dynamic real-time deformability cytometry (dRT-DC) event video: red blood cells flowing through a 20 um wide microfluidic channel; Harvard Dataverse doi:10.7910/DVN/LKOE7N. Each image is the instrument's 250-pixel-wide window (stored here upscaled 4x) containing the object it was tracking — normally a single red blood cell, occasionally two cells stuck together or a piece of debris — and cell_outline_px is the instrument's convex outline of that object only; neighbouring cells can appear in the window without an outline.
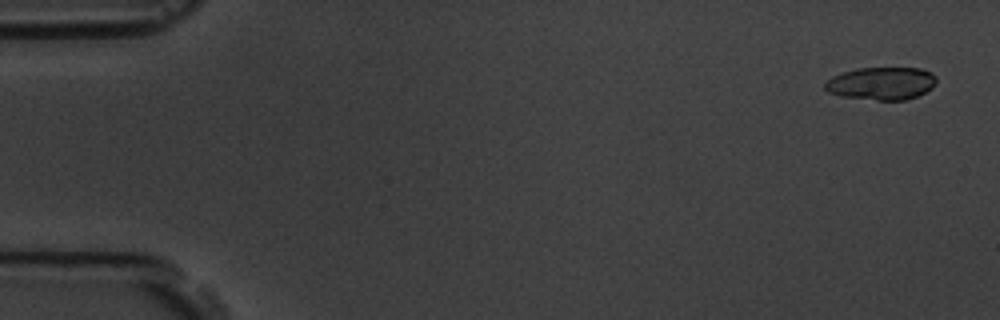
{"species": "common noctule bat (a hibernating species)", "species_latin": "Nyctalus noctula", "temperature_condition": "room temperature", "stored_images_in_passage": 4, "camera_frame_rate_fps": 3000, "um_per_image_px": 0.085, "animal": {"sex": "male", "body_mass_g": 19.5, "forearm_length_mm": 54.6}, "frame": {"image": 1, "passage_image": 1, "time_ms": 0.0, "image_size_px": [1000, 320], "cell_outline_px": [[936, 84], [932, 88], [916, 96], [904, 100], [876, 100], [840, 96], [828, 92], [824, 88], [824, 84], [832, 76], [856, 68], [920, 68], [932, 72], [936, 76]], "centroid_in_image_um": [74.93, 7.09], "position_along_channel_um": 10.1, "area_um2": 21.33}}